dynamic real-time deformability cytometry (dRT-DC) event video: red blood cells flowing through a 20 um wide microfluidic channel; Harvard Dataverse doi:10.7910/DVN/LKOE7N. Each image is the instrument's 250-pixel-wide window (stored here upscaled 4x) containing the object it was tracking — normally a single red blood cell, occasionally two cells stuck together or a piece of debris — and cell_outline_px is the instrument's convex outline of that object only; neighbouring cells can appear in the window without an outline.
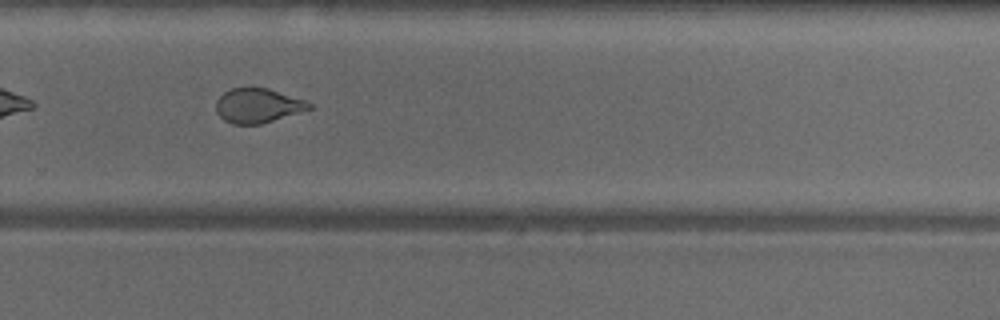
{"species": "common noctule bat (a hibernating species)", "species_latin": "Nyctalus noctula", "temperature_condition": "warm", "stored_images_in_passage": 34, "camera_frame_rate_fps": 3000, "um_per_image_px": 0.085, "animal": {"sex": "male", "body_mass_g": 18.8}, "frame": {"image": 1, "passage_image": 20, "time_ms": 6.333, "image_size_px": [1000, 320], "cell_outline_px": [[312, 108], [300, 112], [260, 124], [232, 124], [224, 120], [216, 112], [216, 100], [224, 92], [232, 88], [268, 88], [304, 100], [312, 104]], "centroid_in_image_um": [21.89, 8.98], "position_along_channel_um": 307.9, "area_um2": 18.5}, "authors_computed_cell_mechanics": {"area_um2": 20.1144, "velocity_mm_per_s": 4.0357, "shape_relaxation_time_tau1_ms": 4.9131, "shape_relaxation_time_tau2_ms": 0.8099, "deformation_change_tau1": 0.1496, "deformation_change_tau2": 0.0755}}